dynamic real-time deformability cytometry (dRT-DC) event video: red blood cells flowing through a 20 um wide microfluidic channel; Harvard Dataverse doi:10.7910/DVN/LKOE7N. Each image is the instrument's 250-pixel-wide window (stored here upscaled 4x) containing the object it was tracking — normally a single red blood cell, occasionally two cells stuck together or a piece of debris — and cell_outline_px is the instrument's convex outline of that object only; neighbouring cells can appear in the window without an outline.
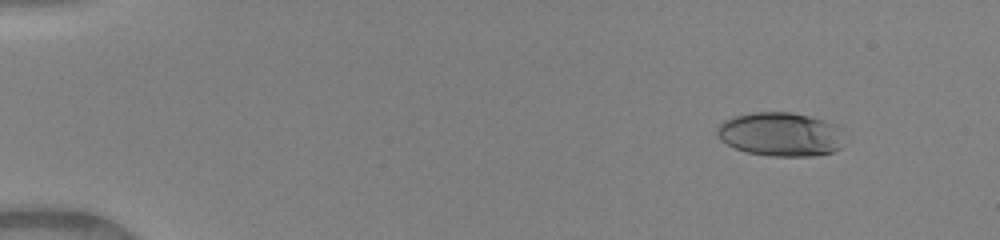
{"species": "human", "species_latin": "Homo sapiens", "temperature_condition": "warm", "stored_images_in_passage": 43, "camera_frame_rate_fps": 3000, "um_per_image_px": 0.085, "donor": {"sex": "female"}, "frame": {"image": 1, "passage_image": 3, "time_ms": 0.667, "image_size_px": [1000, 240], "cell_outline_px": [[852, 140], [840, 148], [832, 152], [812, 156], [768, 156], [748, 152], [736, 148], [720, 140], [716, 136], [716, 128], [724, 120], [736, 116], [752, 112], [792, 112], [824, 120], [836, 124]], "centroid_in_image_um": [66.44, 11.42], "position_along_channel_um": 18.6, "area_um2": 33.29}}
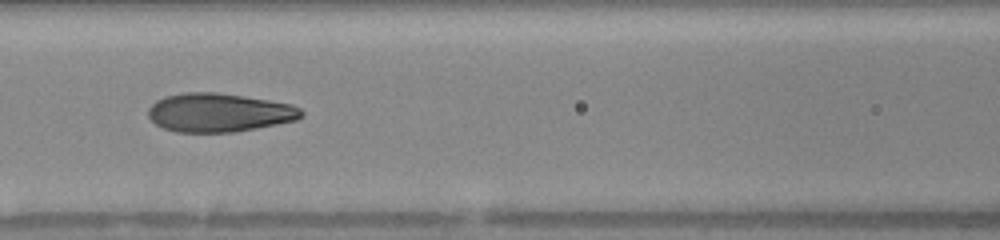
{"frame": {"image": 2, "passage_image": 20, "time_ms": 6.333, "image_size_px": [1000, 240], "cell_outline_px": [[304, 116], [296, 120], [236, 132], [176, 132], [164, 128], [156, 124], [148, 116], [148, 108], [156, 100], [164, 96], [184, 92], [216, 92], [244, 96], [292, 104], [300, 108], [304, 112]], "centroid_in_image_um": [18.62, 9.56], "position_along_channel_um": 148.0, "area_um2": 34.62}}
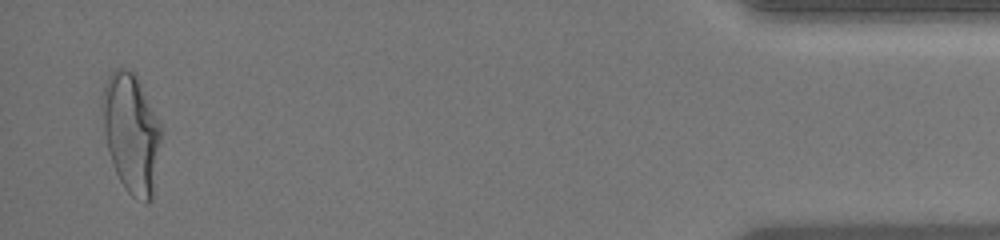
{"frame": {"image": 3, "passage_image": 43, "time_ms": 14.0, "image_size_px": [1000, 240], "cell_outline_px": [[164, 128], [152, 200], [148, 204], [144, 204], [132, 196], [128, 192], [120, 180], [112, 164], [108, 148], [104, 128], [104, 84], [108, 76], [116, 68], [124, 68], [136, 72]], "centroid_in_image_um": [11.24, 11.32], "position_along_channel_um": 424.0, "area_um2": 41.38}, "authors_computed_cell_mechanics": {"area_um2": 34.391, "velocity_mm_per_s": 4.1462, "shape_relaxation_time_tau1_ms": 6.6616, "shape_relaxation_time_tau2_ms": 0.83, "deformation_change_tau1": 0.2617, "deformation_change_tau2": 0.0749}}